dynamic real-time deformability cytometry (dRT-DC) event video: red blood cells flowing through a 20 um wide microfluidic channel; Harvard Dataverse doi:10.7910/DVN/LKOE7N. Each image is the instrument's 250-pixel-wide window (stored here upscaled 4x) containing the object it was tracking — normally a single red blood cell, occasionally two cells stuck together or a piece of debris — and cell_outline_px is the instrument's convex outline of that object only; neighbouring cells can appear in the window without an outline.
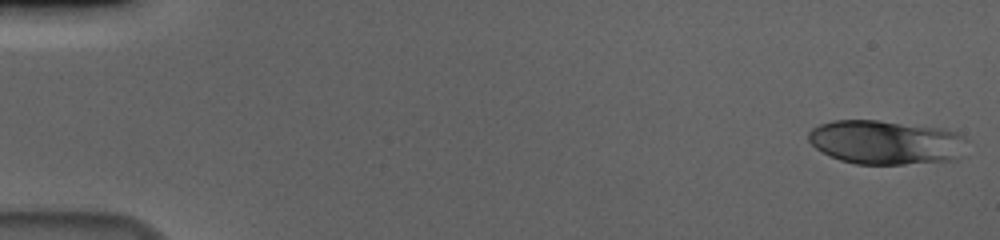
{"species": "human", "species_latin": "Homo sapiens", "temperature_condition": "cold", "stored_images_in_passage": 56, "camera_frame_rate_fps": 3000, "um_per_image_px": 0.085, "donor": {"sex": "male"}, "frame": {"image": 1, "passage_image": 1, "time_ms": 0.0, "image_size_px": [1000, 240], "cell_outline_px": [[968, 140], [956, 160], [904, 164], [856, 164], [840, 160], [816, 148], [808, 140], [808, 132], [812, 128], [820, 124], [832, 120], [876, 120], [944, 128], [956, 132], [964, 136]], "centroid_in_image_um": [75.31, 12.09], "position_along_channel_um": 9.7, "area_um2": 40.81}}
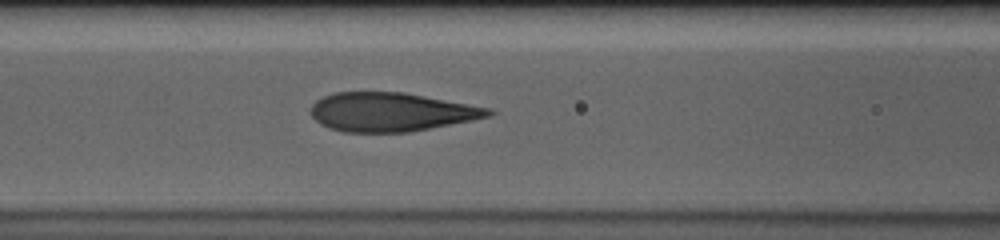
{"frame": {"image": 2, "passage_image": 24, "time_ms": 7.667, "image_size_px": [1000, 240], "cell_outline_px": [[496, 112], [488, 116], [472, 120], [408, 132], [344, 132], [328, 128], [320, 124], [312, 116], [312, 104], [316, 100], [332, 92], [404, 92], [492, 108]], "centroid_in_image_um": [33.24, 9.51], "position_along_channel_um": 133.4, "area_um2": 40.11}}
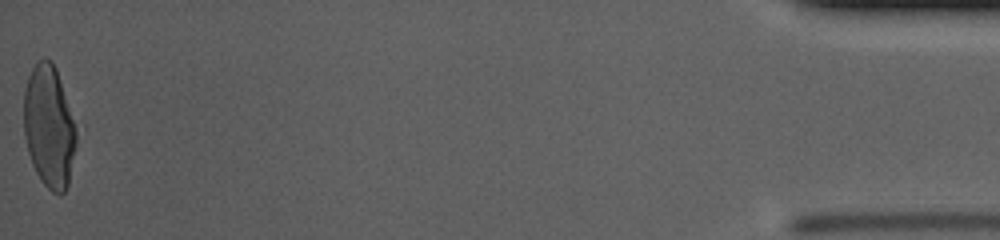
{"frame": {"image": 3, "passage_image": 56, "time_ms": 18.333, "image_size_px": [1000, 240], "cell_outline_px": [[76, 144], [68, 184], [64, 192], [60, 196], [52, 192], [40, 180], [32, 164], [28, 152], [24, 136], [24, 88], [28, 76], [36, 60], [44, 56], [52, 60], [56, 68], [76, 132]], "centroid_in_image_um": [4.14, 10.75], "position_along_channel_um": 431.1, "area_um2": 37.22}, "authors_computed_cell_mechanics": {"area_um2": 40.6334, "velocity_mm_per_s": 3.6574, "shape_relaxation_time_tau1_ms": 6.4215, "shape_relaxation_time_tau2_ms": null, "deformation_change_tau1": 0.2242, "deformation_change_tau2": null}}